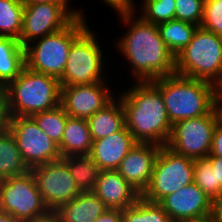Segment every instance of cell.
<instances>
[{
	"instance_id": "ffe728a7",
	"label": "cell",
	"mask_w": 222,
	"mask_h": 222,
	"mask_svg": "<svg viewBox=\"0 0 222 222\" xmlns=\"http://www.w3.org/2000/svg\"><path fill=\"white\" fill-rule=\"evenodd\" d=\"M93 141L87 119L68 116L58 145L61 157L89 155Z\"/></svg>"
},
{
	"instance_id": "6da1fadb",
	"label": "cell",
	"mask_w": 222,
	"mask_h": 222,
	"mask_svg": "<svg viewBox=\"0 0 222 222\" xmlns=\"http://www.w3.org/2000/svg\"><path fill=\"white\" fill-rule=\"evenodd\" d=\"M134 15L135 12L119 15L129 28L115 45L131 64L129 72L134 80L153 81L175 74V56L161 39L157 25Z\"/></svg>"
},
{
	"instance_id": "9a60e30c",
	"label": "cell",
	"mask_w": 222,
	"mask_h": 222,
	"mask_svg": "<svg viewBox=\"0 0 222 222\" xmlns=\"http://www.w3.org/2000/svg\"><path fill=\"white\" fill-rule=\"evenodd\" d=\"M159 204L173 222L212 215L213 200L194 182L164 197Z\"/></svg>"
},
{
	"instance_id": "cb8c5ba5",
	"label": "cell",
	"mask_w": 222,
	"mask_h": 222,
	"mask_svg": "<svg viewBox=\"0 0 222 222\" xmlns=\"http://www.w3.org/2000/svg\"><path fill=\"white\" fill-rule=\"evenodd\" d=\"M160 37L176 57L192 40L199 26L181 20H170L157 24Z\"/></svg>"
},
{
	"instance_id": "e0dca14e",
	"label": "cell",
	"mask_w": 222,
	"mask_h": 222,
	"mask_svg": "<svg viewBox=\"0 0 222 222\" xmlns=\"http://www.w3.org/2000/svg\"><path fill=\"white\" fill-rule=\"evenodd\" d=\"M136 143L130 131L124 126L116 133L94 140L89 156L100 170H117L122 159Z\"/></svg>"
},
{
	"instance_id": "1f68e13d",
	"label": "cell",
	"mask_w": 222,
	"mask_h": 222,
	"mask_svg": "<svg viewBox=\"0 0 222 222\" xmlns=\"http://www.w3.org/2000/svg\"><path fill=\"white\" fill-rule=\"evenodd\" d=\"M200 27L222 37V0H205Z\"/></svg>"
},
{
	"instance_id": "484cf974",
	"label": "cell",
	"mask_w": 222,
	"mask_h": 222,
	"mask_svg": "<svg viewBox=\"0 0 222 222\" xmlns=\"http://www.w3.org/2000/svg\"><path fill=\"white\" fill-rule=\"evenodd\" d=\"M122 222H173L159 203L140 196L137 201L122 210Z\"/></svg>"
},
{
	"instance_id": "30bf717a",
	"label": "cell",
	"mask_w": 222,
	"mask_h": 222,
	"mask_svg": "<svg viewBox=\"0 0 222 222\" xmlns=\"http://www.w3.org/2000/svg\"><path fill=\"white\" fill-rule=\"evenodd\" d=\"M220 120L221 113L217 106L207 115L179 121L172 125L166 146L192 159L208 157L213 131Z\"/></svg>"
},
{
	"instance_id": "e575fe53",
	"label": "cell",
	"mask_w": 222,
	"mask_h": 222,
	"mask_svg": "<svg viewBox=\"0 0 222 222\" xmlns=\"http://www.w3.org/2000/svg\"><path fill=\"white\" fill-rule=\"evenodd\" d=\"M133 1L134 0H103V2H105V5L113 8L119 15L136 12L135 10H137V8L135 9L134 6L136 5Z\"/></svg>"
},
{
	"instance_id": "7bdbcfd3",
	"label": "cell",
	"mask_w": 222,
	"mask_h": 222,
	"mask_svg": "<svg viewBox=\"0 0 222 222\" xmlns=\"http://www.w3.org/2000/svg\"><path fill=\"white\" fill-rule=\"evenodd\" d=\"M218 102H222V83L218 86Z\"/></svg>"
},
{
	"instance_id": "f35d334b",
	"label": "cell",
	"mask_w": 222,
	"mask_h": 222,
	"mask_svg": "<svg viewBox=\"0 0 222 222\" xmlns=\"http://www.w3.org/2000/svg\"><path fill=\"white\" fill-rule=\"evenodd\" d=\"M212 216L215 222H222V196L213 200Z\"/></svg>"
},
{
	"instance_id": "5b68a950",
	"label": "cell",
	"mask_w": 222,
	"mask_h": 222,
	"mask_svg": "<svg viewBox=\"0 0 222 222\" xmlns=\"http://www.w3.org/2000/svg\"><path fill=\"white\" fill-rule=\"evenodd\" d=\"M175 74L222 83V37L198 27L189 44L175 57Z\"/></svg>"
},
{
	"instance_id": "b9f144b4",
	"label": "cell",
	"mask_w": 222,
	"mask_h": 222,
	"mask_svg": "<svg viewBox=\"0 0 222 222\" xmlns=\"http://www.w3.org/2000/svg\"><path fill=\"white\" fill-rule=\"evenodd\" d=\"M33 222H59L58 219L51 213L48 217L36 220Z\"/></svg>"
},
{
	"instance_id": "ab89813d",
	"label": "cell",
	"mask_w": 222,
	"mask_h": 222,
	"mask_svg": "<svg viewBox=\"0 0 222 222\" xmlns=\"http://www.w3.org/2000/svg\"><path fill=\"white\" fill-rule=\"evenodd\" d=\"M0 222H19L13 218L10 214L0 211Z\"/></svg>"
},
{
	"instance_id": "7402d4cb",
	"label": "cell",
	"mask_w": 222,
	"mask_h": 222,
	"mask_svg": "<svg viewBox=\"0 0 222 222\" xmlns=\"http://www.w3.org/2000/svg\"><path fill=\"white\" fill-rule=\"evenodd\" d=\"M25 67V48L18 39L0 36V85L14 81Z\"/></svg>"
},
{
	"instance_id": "60d3db41",
	"label": "cell",
	"mask_w": 222,
	"mask_h": 222,
	"mask_svg": "<svg viewBox=\"0 0 222 222\" xmlns=\"http://www.w3.org/2000/svg\"><path fill=\"white\" fill-rule=\"evenodd\" d=\"M185 222H215V219L212 215L203 217V218H199V219H193V220H188Z\"/></svg>"
},
{
	"instance_id": "d6986e66",
	"label": "cell",
	"mask_w": 222,
	"mask_h": 222,
	"mask_svg": "<svg viewBox=\"0 0 222 222\" xmlns=\"http://www.w3.org/2000/svg\"><path fill=\"white\" fill-rule=\"evenodd\" d=\"M108 208L92 191L81 192L74 199L59 206L52 214L59 222H92Z\"/></svg>"
},
{
	"instance_id": "d590c367",
	"label": "cell",
	"mask_w": 222,
	"mask_h": 222,
	"mask_svg": "<svg viewBox=\"0 0 222 222\" xmlns=\"http://www.w3.org/2000/svg\"><path fill=\"white\" fill-rule=\"evenodd\" d=\"M24 5H34L39 3H52L63 6L75 19L81 18L84 14L80 11V9L69 8L68 5L70 0H21Z\"/></svg>"
},
{
	"instance_id": "4fadbf2b",
	"label": "cell",
	"mask_w": 222,
	"mask_h": 222,
	"mask_svg": "<svg viewBox=\"0 0 222 222\" xmlns=\"http://www.w3.org/2000/svg\"><path fill=\"white\" fill-rule=\"evenodd\" d=\"M75 18L61 5L39 3L24 5L20 44L29 43L68 27Z\"/></svg>"
},
{
	"instance_id": "74e56055",
	"label": "cell",
	"mask_w": 222,
	"mask_h": 222,
	"mask_svg": "<svg viewBox=\"0 0 222 222\" xmlns=\"http://www.w3.org/2000/svg\"><path fill=\"white\" fill-rule=\"evenodd\" d=\"M211 161L213 169H216V183L222 186V158L221 157H207Z\"/></svg>"
},
{
	"instance_id": "8fae6325",
	"label": "cell",
	"mask_w": 222,
	"mask_h": 222,
	"mask_svg": "<svg viewBox=\"0 0 222 222\" xmlns=\"http://www.w3.org/2000/svg\"><path fill=\"white\" fill-rule=\"evenodd\" d=\"M8 129L29 169L62 158L58 145L38 127L31 116L11 117Z\"/></svg>"
},
{
	"instance_id": "2e32d148",
	"label": "cell",
	"mask_w": 222,
	"mask_h": 222,
	"mask_svg": "<svg viewBox=\"0 0 222 222\" xmlns=\"http://www.w3.org/2000/svg\"><path fill=\"white\" fill-rule=\"evenodd\" d=\"M160 145L137 142L122 159L117 171L140 194L149 186Z\"/></svg>"
},
{
	"instance_id": "4316f807",
	"label": "cell",
	"mask_w": 222,
	"mask_h": 222,
	"mask_svg": "<svg viewBox=\"0 0 222 222\" xmlns=\"http://www.w3.org/2000/svg\"><path fill=\"white\" fill-rule=\"evenodd\" d=\"M24 4L21 0H0V36L20 38Z\"/></svg>"
},
{
	"instance_id": "44dd1931",
	"label": "cell",
	"mask_w": 222,
	"mask_h": 222,
	"mask_svg": "<svg viewBox=\"0 0 222 222\" xmlns=\"http://www.w3.org/2000/svg\"><path fill=\"white\" fill-rule=\"evenodd\" d=\"M114 98L103 109L87 119L92 141L105 138L125 126V112L122 103Z\"/></svg>"
},
{
	"instance_id": "f546056e",
	"label": "cell",
	"mask_w": 222,
	"mask_h": 222,
	"mask_svg": "<svg viewBox=\"0 0 222 222\" xmlns=\"http://www.w3.org/2000/svg\"><path fill=\"white\" fill-rule=\"evenodd\" d=\"M140 16L153 24L175 19V0H144Z\"/></svg>"
},
{
	"instance_id": "d4e9b609",
	"label": "cell",
	"mask_w": 222,
	"mask_h": 222,
	"mask_svg": "<svg viewBox=\"0 0 222 222\" xmlns=\"http://www.w3.org/2000/svg\"><path fill=\"white\" fill-rule=\"evenodd\" d=\"M81 192L93 191L100 169L89 155L62 157Z\"/></svg>"
},
{
	"instance_id": "8d00e7d4",
	"label": "cell",
	"mask_w": 222,
	"mask_h": 222,
	"mask_svg": "<svg viewBox=\"0 0 222 222\" xmlns=\"http://www.w3.org/2000/svg\"><path fill=\"white\" fill-rule=\"evenodd\" d=\"M92 222H122V210L107 209L102 215Z\"/></svg>"
},
{
	"instance_id": "603a6c76",
	"label": "cell",
	"mask_w": 222,
	"mask_h": 222,
	"mask_svg": "<svg viewBox=\"0 0 222 222\" xmlns=\"http://www.w3.org/2000/svg\"><path fill=\"white\" fill-rule=\"evenodd\" d=\"M29 170L12 133L9 129L0 131V180L24 174Z\"/></svg>"
},
{
	"instance_id": "ac0fdd59",
	"label": "cell",
	"mask_w": 222,
	"mask_h": 222,
	"mask_svg": "<svg viewBox=\"0 0 222 222\" xmlns=\"http://www.w3.org/2000/svg\"><path fill=\"white\" fill-rule=\"evenodd\" d=\"M108 209L124 210L141 196L117 170H101L92 191Z\"/></svg>"
},
{
	"instance_id": "4dcf8cb0",
	"label": "cell",
	"mask_w": 222,
	"mask_h": 222,
	"mask_svg": "<svg viewBox=\"0 0 222 222\" xmlns=\"http://www.w3.org/2000/svg\"><path fill=\"white\" fill-rule=\"evenodd\" d=\"M205 0H175V19L200 27Z\"/></svg>"
},
{
	"instance_id": "8992f818",
	"label": "cell",
	"mask_w": 222,
	"mask_h": 222,
	"mask_svg": "<svg viewBox=\"0 0 222 222\" xmlns=\"http://www.w3.org/2000/svg\"><path fill=\"white\" fill-rule=\"evenodd\" d=\"M85 20L84 17L76 18L68 27L33 41L35 45H26L25 66L59 79L63 75L72 42L89 27Z\"/></svg>"
},
{
	"instance_id": "d6a6232c",
	"label": "cell",
	"mask_w": 222,
	"mask_h": 222,
	"mask_svg": "<svg viewBox=\"0 0 222 222\" xmlns=\"http://www.w3.org/2000/svg\"><path fill=\"white\" fill-rule=\"evenodd\" d=\"M10 120L11 115L9 111L7 87L0 85V131L8 129Z\"/></svg>"
},
{
	"instance_id": "3957f363",
	"label": "cell",
	"mask_w": 222,
	"mask_h": 222,
	"mask_svg": "<svg viewBox=\"0 0 222 222\" xmlns=\"http://www.w3.org/2000/svg\"><path fill=\"white\" fill-rule=\"evenodd\" d=\"M160 92L171 124L211 113L218 106V87L178 74L150 81Z\"/></svg>"
},
{
	"instance_id": "f1b7e54d",
	"label": "cell",
	"mask_w": 222,
	"mask_h": 222,
	"mask_svg": "<svg viewBox=\"0 0 222 222\" xmlns=\"http://www.w3.org/2000/svg\"><path fill=\"white\" fill-rule=\"evenodd\" d=\"M193 181L212 200L222 196V186L216 183V169L212 168L211 161L207 158L194 159Z\"/></svg>"
},
{
	"instance_id": "52a82bcc",
	"label": "cell",
	"mask_w": 222,
	"mask_h": 222,
	"mask_svg": "<svg viewBox=\"0 0 222 222\" xmlns=\"http://www.w3.org/2000/svg\"><path fill=\"white\" fill-rule=\"evenodd\" d=\"M0 211L10 214L19 222H33L51 214L42 200L31 170L0 180Z\"/></svg>"
},
{
	"instance_id": "9c48e42d",
	"label": "cell",
	"mask_w": 222,
	"mask_h": 222,
	"mask_svg": "<svg viewBox=\"0 0 222 222\" xmlns=\"http://www.w3.org/2000/svg\"><path fill=\"white\" fill-rule=\"evenodd\" d=\"M194 159L161 146L156 157L152 177L147 189L141 195L145 200L159 203L184 186L192 184Z\"/></svg>"
},
{
	"instance_id": "ee69618b",
	"label": "cell",
	"mask_w": 222,
	"mask_h": 222,
	"mask_svg": "<svg viewBox=\"0 0 222 222\" xmlns=\"http://www.w3.org/2000/svg\"><path fill=\"white\" fill-rule=\"evenodd\" d=\"M218 107L221 113V120H222V102H218Z\"/></svg>"
},
{
	"instance_id": "ba28073f",
	"label": "cell",
	"mask_w": 222,
	"mask_h": 222,
	"mask_svg": "<svg viewBox=\"0 0 222 222\" xmlns=\"http://www.w3.org/2000/svg\"><path fill=\"white\" fill-rule=\"evenodd\" d=\"M97 40L89 26L72 42L63 75L59 78L60 87L106 81L103 76L104 52Z\"/></svg>"
},
{
	"instance_id": "5bb4252c",
	"label": "cell",
	"mask_w": 222,
	"mask_h": 222,
	"mask_svg": "<svg viewBox=\"0 0 222 222\" xmlns=\"http://www.w3.org/2000/svg\"><path fill=\"white\" fill-rule=\"evenodd\" d=\"M114 98L105 81L89 85H69L61 87L60 105L68 116L88 119Z\"/></svg>"
},
{
	"instance_id": "83f0119b",
	"label": "cell",
	"mask_w": 222,
	"mask_h": 222,
	"mask_svg": "<svg viewBox=\"0 0 222 222\" xmlns=\"http://www.w3.org/2000/svg\"><path fill=\"white\" fill-rule=\"evenodd\" d=\"M31 117L38 127L57 145L61 143L68 117L61 105L52 110L35 113Z\"/></svg>"
},
{
	"instance_id": "836d02e7",
	"label": "cell",
	"mask_w": 222,
	"mask_h": 222,
	"mask_svg": "<svg viewBox=\"0 0 222 222\" xmlns=\"http://www.w3.org/2000/svg\"><path fill=\"white\" fill-rule=\"evenodd\" d=\"M208 157L222 158V120H220L214 128L210 155Z\"/></svg>"
},
{
	"instance_id": "7a4b0ae2",
	"label": "cell",
	"mask_w": 222,
	"mask_h": 222,
	"mask_svg": "<svg viewBox=\"0 0 222 222\" xmlns=\"http://www.w3.org/2000/svg\"><path fill=\"white\" fill-rule=\"evenodd\" d=\"M117 97L125 112V126L134 139L165 146L172 124L161 92L150 81L137 82Z\"/></svg>"
},
{
	"instance_id": "277c9868",
	"label": "cell",
	"mask_w": 222,
	"mask_h": 222,
	"mask_svg": "<svg viewBox=\"0 0 222 222\" xmlns=\"http://www.w3.org/2000/svg\"><path fill=\"white\" fill-rule=\"evenodd\" d=\"M6 87L11 117L32 116L60 105L59 79L32 71L26 66Z\"/></svg>"
},
{
	"instance_id": "7c38bea8",
	"label": "cell",
	"mask_w": 222,
	"mask_h": 222,
	"mask_svg": "<svg viewBox=\"0 0 222 222\" xmlns=\"http://www.w3.org/2000/svg\"><path fill=\"white\" fill-rule=\"evenodd\" d=\"M30 170L35 177L42 200L51 213L81 193L62 158L34 166Z\"/></svg>"
}]
</instances>
